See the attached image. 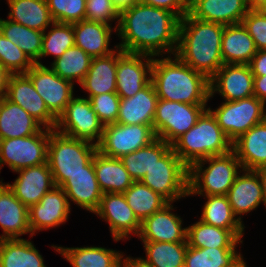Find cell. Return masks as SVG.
I'll return each mask as SVG.
<instances>
[{
	"label": "cell",
	"mask_w": 266,
	"mask_h": 267,
	"mask_svg": "<svg viewBox=\"0 0 266 267\" xmlns=\"http://www.w3.org/2000/svg\"><path fill=\"white\" fill-rule=\"evenodd\" d=\"M179 23L175 13L138 2L120 11L116 35L121 41L117 46L124 52L152 57L174 55Z\"/></svg>",
	"instance_id": "cell-1"
},
{
	"label": "cell",
	"mask_w": 266,
	"mask_h": 267,
	"mask_svg": "<svg viewBox=\"0 0 266 267\" xmlns=\"http://www.w3.org/2000/svg\"><path fill=\"white\" fill-rule=\"evenodd\" d=\"M224 26L187 13L180 19L176 55L210 79L224 64L221 54Z\"/></svg>",
	"instance_id": "cell-2"
},
{
	"label": "cell",
	"mask_w": 266,
	"mask_h": 267,
	"mask_svg": "<svg viewBox=\"0 0 266 267\" xmlns=\"http://www.w3.org/2000/svg\"><path fill=\"white\" fill-rule=\"evenodd\" d=\"M151 82L159 99L187 104H208L209 79L176 54L153 57ZM209 100V101H208Z\"/></svg>",
	"instance_id": "cell-3"
},
{
	"label": "cell",
	"mask_w": 266,
	"mask_h": 267,
	"mask_svg": "<svg viewBox=\"0 0 266 267\" xmlns=\"http://www.w3.org/2000/svg\"><path fill=\"white\" fill-rule=\"evenodd\" d=\"M171 148L182 162L190 168L205 158L223 155L232 150V142L218 125L212 113L206 109L196 124L179 137Z\"/></svg>",
	"instance_id": "cell-4"
},
{
	"label": "cell",
	"mask_w": 266,
	"mask_h": 267,
	"mask_svg": "<svg viewBox=\"0 0 266 267\" xmlns=\"http://www.w3.org/2000/svg\"><path fill=\"white\" fill-rule=\"evenodd\" d=\"M97 145L50 129L47 163L55 186L60 187L71 175L94 171Z\"/></svg>",
	"instance_id": "cell-5"
},
{
	"label": "cell",
	"mask_w": 266,
	"mask_h": 267,
	"mask_svg": "<svg viewBox=\"0 0 266 267\" xmlns=\"http://www.w3.org/2000/svg\"><path fill=\"white\" fill-rule=\"evenodd\" d=\"M208 164L207 167H204ZM242 171L233 150L205 158L189 168L188 195H227L236 176Z\"/></svg>",
	"instance_id": "cell-6"
},
{
	"label": "cell",
	"mask_w": 266,
	"mask_h": 267,
	"mask_svg": "<svg viewBox=\"0 0 266 267\" xmlns=\"http://www.w3.org/2000/svg\"><path fill=\"white\" fill-rule=\"evenodd\" d=\"M188 177L189 168L170 148L140 181L174 203L189 196Z\"/></svg>",
	"instance_id": "cell-7"
},
{
	"label": "cell",
	"mask_w": 266,
	"mask_h": 267,
	"mask_svg": "<svg viewBox=\"0 0 266 267\" xmlns=\"http://www.w3.org/2000/svg\"><path fill=\"white\" fill-rule=\"evenodd\" d=\"M207 106V104H187L159 99L153 119L156 138L172 145L196 124Z\"/></svg>",
	"instance_id": "cell-8"
},
{
	"label": "cell",
	"mask_w": 266,
	"mask_h": 267,
	"mask_svg": "<svg viewBox=\"0 0 266 267\" xmlns=\"http://www.w3.org/2000/svg\"><path fill=\"white\" fill-rule=\"evenodd\" d=\"M207 109L232 143L266 119V104L256 96L237 101H224L214 110L210 107Z\"/></svg>",
	"instance_id": "cell-9"
},
{
	"label": "cell",
	"mask_w": 266,
	"mask_h": 267,
	"mask_svg": "<svg viewBox=\"0 0 266 267\" xmlns=\"http://www.w3.org/2000/svg\"><path fill=\"white\" fill-rule=\"evenodd\" d=\"M50 129L43 127L28 137L0 139V172L7 165L13 172L47 163Z\"/></svg>",
	"instance_id": "cell-10"
},
{
	"label": "cell",
	"mask_w": 266,
	"mask_h": 267,
	"mask_svg": "<svg viewBox=\"0 0 266 267\" xmlns=\"http://www.w3.org/2000/svg\"><path fill=\"white\" fill-rule=\"evenodd\" d=\"M55 130L69 137L97 145L104 131V124L92 109L89 98L73 97L57 118Z\"/></svg>",
	"instance_id": "cell-11"
},
{
	"label": "cell",
	"mask_w": 266,
	"mask_h": 267,
	"mask_svg": "<svg viewBox=\"0 0 266 267\" xmlns=\"http://www.w3.org/2000/svg\"><path fill=\"white\" fill-rule=\"evenodd\" d=\"M155 139V132L150 125L107 124L97 144V151L120 159L124 155L149 145Z\"/></svg>",
	"instance_id": "cell-12"
},
{
	"label": "cell",
	"mask_w": 266,
	"mask_h": 267,
	"mask_svg": "<svg viewBox=\"0 0 266 267\" xmlns=\"http://www.w3.org/2000/svg\"><path fill=\"white\" fill-rule=\"evenodd\" d=\"M25 74L31 79L48 110L58 118L74 97V84L45 65L34 64Z\"/></svg>",
	"instance_id": "cell-13"
},
{
	"label": "cell",
	"mask_w": 266,
	"mask_h": 267,
	"mask_svg": "<svg viewBox=\"0 0 266 267\" xmlns=\"http://www.w3.org/2000/svg\"><path fill=\"white\" fill-rule=\"evenodd\" d=\"M108 222L113 241L119 242L139 236L141 222L135 216L123 193H103L99 207L94 212Z\"/></svg>",
	"instance_id": "cell-14"
},
{
	"label": "cell",
	"mask_w": 266,
	"mask_h": 267,
	"mask_svg": "<svg viewBox=\"0 0 266 267\" xmlns=\"http://www.w3.org/2000/svg\"><path fill=\"white\" fill-rule=\"evenodd\" d=\"M153 57L124 52L118 48L116 93L120 98L133 97L151 82Z\"/></svg>",
	"instance_id": "cell-15"
},
{
	"label": "cell",
	"mask_w": 266,
	"mask_h": 267,
	"mask_svg": "<svg viewBox=\"0 0 266 267\" xmlns=\"http://www.w3.org/2000/svg\"><path fill=\"white\" fill-rule=\"evenodd\" d=\"M254 76L249 64H223L209 79L210 99L218 93L224 101L254 96Z\"/></svg>",
	"instance_id": "cell-16"
},
{
	"label": "cell",
	"mask_w": 266,
	"mask_h": 267,
	"mask_svg": "<svg viewBox=\"0 0 266 267\" xmlns=\"http://www.w3.org/2000/svg\"><path fill=\"white\" fill-rule=\"evenodd\" d=\"M71 214V206L68 198L61 187L55 186L47 192L39 201L29 207V226L31 235L37 231L57 228L65 224Z\"/></svg>",
	"instance_id": "cell-17"
},
{
	"label": "cell",
	"mask_w": 266,
	"mask_h": 267,
	"mask_svg": "<svg viewBox=\"0 0 266 267\" xmlns=\"http://www.w3.org/2000/svg\"><path fill=\"white\" fill-rule=\"evenodd\" d=\"M5 97L22 107L43 127L55 129L57 118L48 110L26 74H11Z\"/></svg>",
	"instance_id": "cell-18"
},
{
	"label": "cell",
	"mask_w": 266,
	"mask_h": 267,
	"mask_svg": "<svg viewBox=\"0 0 266 267\" xmlns=\"http://www.w3.org/2000/svg\"><path fill=\"white\" fill-rule=\"evenodd\" d=\"M17 178L12 184L5 183L28 208L39 203L41 198L55 187L48 163L16 171Z\"/></svg>",
	"instance_id": "cell-19"
},
{
	"label": "cell",
	"mask_w": 266,
	"mask_h": 267,
	"mask_svg": "<svg viewBox=\"0 0 266 267\" xmlns=\"http://www.w3.org/2000/svg\"><path fill=\"white\" fill-rule=\"evenodd\" d=\"M169 202L141 223L139 238L152 242H187V228L182 227L183 219L173 213L174 206Z\"/></svg>",
	"instance_id": "cell-20"
},
{
	"label": "cell",
	"mask_w": 266,
	"mask_h": 267,
	"mask_svg": "<svg viewBox=\"0 0 266 267\" xmlns=\"http://www.w3.org/2000/svg\"><path fill=\"white\" fill-rule=\"evenodd\" d=\"M226 196L233 214L241 223L243 215L256 210L261 204L266 207L259 174L255 170L242 169Z\"/></svg>",
	"instance_id": "cell-21"
},
{
	"label": "cell",
	"mask_w": 266,
	"mask_h": 267,
	"mask_svg": "<svg viewBox=\"0 0 266 267\" xmlns=\"http://www.w3.org/2000/svg\"><path fill=\"white\" fill-rule=\"evenodd\" d=\"M0 180V228L2 239L21 238L25 234L31 235L29 226V208L24 205L9 187Z\"/></svg>",
	"instance_id": "cell-22"
},
{
	"label": "cell",
	"mask_w": 266,
	"mask_h": 267,
	"mask_svg": "<svg viewBox=\"0 0 266 267\" xmlns=\"http://www.w3.org/2000/svg\"><path fill=\"white\" fill-rule=\"evenodd\" d=\"M249 10L245 0H196L188 13L194 18L226 26L241 23Z\"/></svg>",
	"instance_id": "cell-23"
},
{
	"label": "cell",
	"mask_w": 266,
	"mask_h": 267,
	"mask_svg": "<svg viewBox=\"0 0 266 267\" xmlns=\"http://www.w3.org/2000/svg\"><path fill=\"white\" fill-rule=\"evenodd\" d=\"M73 29L75 45L82 48L91 58L110 55L118 48L117 45L113 49L109 48L111 35L116 33L115 26L112 28L101 22L82 20L74 23Z\"/></svg>",
	"instance_id": "cell-24"
},
{
	"label": "cell",
	"mask_w": 266,
	"mask_h": 267,
	"mask_svg": "<svg viewBox=\"0 0 266 267\" xmlns=\"http://www.w3.org/2000/svg\"><path fill=\"white\" fill-rule=\"evenodd\" d=\"M232 150L243 170H257L266 167V119L232 143Z\"/></svg>",
	"instance_id": "cell-25"
},
{
	"label": "cell",
	"mask_w": 266,
	"mask_h": 267,
	"mask_svg": "<svg viewBox=\"0 0 266 267\" xmlns=\"http://www.w3.org/2000/svg\"><path fill=\"white\" fill-rule=\"evenodd\" d=\"M158 100L153 83L150 82L133 97L120 99L119 115L116 123L127 125L143 124L150 125L153 128V119Z\"/></svg>",
	"instance_id": "cell-26"
},
{
	"label": "cell",
	"mask_w": 266,
	"mask_h": 267,
	"mask_svg": "<svg viewBox=\"0 0 266 267\" xmlns=\"http://www.w3.org/2000/svg\"><path fill=\"white\" fill-rule=\"evenodd\" d=\"M186 228L187 244L193 248H236L243 243L244 230L222 229L200 219Z\"/></svg>",
	"instance_id": "cell-27"
},
{
	"label": "cell",
	"mask_w": 266,
	"mask_h": 267,
	"mask_svg": "<svg viewBox=\"0 0 266 267\" xmlns=\"http://www.w3.org/2000/svg\"><path fill=\"white\" fill-rule=\"evenodd\" d=\"M42 128L22 107L5 96L0 99V139L28 137Z\"/></svg>",
	"instance_id": "cell-28"
},
{
	"label": "cell",
	"mask_w": 266,
	"mask_h": 267,
	"mask_svg": "<svg viewBox=\"0 0 266 267\" xmlns=\"http://www.w3.org/2000/svg\"><path fill=\"white\" fill-rule=\"evenodd\" d=\"M117 60L118 48L110 55L92 58L90 68L80 84L88 93L86 98L116 92Z\"/></svg>",
	"instance_id": "cell-29"
},
{
	"label": "cell",
	"mask_w": 266,
	"mask_h": 267,
	"mask_svg": "<svg viewBox=\"0 0 266 267\" xmlns=\"http://www.w3.org/2000/svg\"><path fill=\"white\" fill-rule=\"evenodd\" d=\"M257 51L254 40L242 23L224 26L221 41L224 64H249Z\"/></svg>",
	"instance_id": "cell-30"
},
{
	"label": "cell",
	"mask_w": 266,
	"mask_h": 267,
	"mask_svg": "<svg viewBox=\"0 0 266 267\" xmlns=\"http://www.w3.org/2000/svg\"><path fill=\"white\" fill-rule=\"evenodd\" d=\"M60 187L65 192L70 206L72 201L81 209L92 213L99 207L103 196L95 172H79L71 175Z\"/></svg>",
	"instance_id": "cell-31"
},
{
	"label": "cell",
	"mask_w": 266,
	"mask_h": 267,
	"mask_svg": "<svg viewBox=\"0 0 266 267\" xmlns=\"http://www.w3.org/2000/svg\"><path fill=\"white\" fill-rule=\"evenodd\" d=\"M72 267H120L122 252L105 247H61L52 245Z\"/></svg>",
	"instance_id": "cell-32"
},
{
	"label": "cell",
	"mask_w": 266,
	"mask_h": 267,
	"mask_svg": "<svg viewBox=\"0 0 266 267\" xmlns=\"http://www.w3.org/2000/svg\"><path fill=\"white\" fill-rule=\"evenodd\" d=\"M94 171L103 193H124L134 182L119 158L94 154Z\"/></svg>",
	"instance_id": "cell-33"
},
{
	"label": "cell",
	"mask_w": 266,
	"mask_h": 267,
	"mask_svg": "<svg viewBox=\"0 0 266 267\" xmlns=\"http://www.w3.org/2000/svg\"><path fill=\"white\" fill-rule=\"evenodd\" d=\"M8 20L44 32L54 22L46 0H7Z\"/></svg>",
	"instance_id": "cell-34"
},
{
	"label": "cell",
	"mask_w": 266,
	"mask_h": 267,
	"mask_svg": "<svg viewBox=\"0 0 266 267\" xmlns=\"http://www.w3.org/2000/svg\"><path fill=\"white\" fill-rule=\"evenodd\" d=\"M0 267H47L32 241L24 238L0 241Z\"/></svg>",
	"instance_id": "cell-35"
},
{
	"label": "cell",
	"mask_w": 266,
	"mask_h": 267,
	"mask_svg": "<svg viewBox=\"0 0 266 267\" xmlns=\"http://www.w3.org/2000/svg\"><path fill=\"white\" fill-rule=\"evenodd\" d=\"M171 145L156 138L149 145L120 158L134 181H140L169 149Z\"/></svg>",
	"instance_id": "cell-36"
},
{
	"label": "cell",
	"mask_w": 266,
	"mask_h": 267,
	"mask_svg": "<svg viewBox=\"0 0 266 267\" xmlns=\"http://www.w3.org/2000/svg\"><path fill=\"white\" fill-rule=\"evenodd\" d=\"M141 242L146 254L142 259L151 267H184L187 242Z\"/></svg>",
	"instance_id": "cell-37"
},
{
	"label": "cell",
	"mask_w": 266,
	"mask_h": 267,
	"mask_svg": "<svg viewBox=\"0 0 266 267\" xmlns=\"http://www.w3.org/2000/svg\"><path fill=\"white\" fill-rule=\"evenodd\" d=\"M91 61L92 58L82 48L73 45L54 59L50 68L61 78L80 85L90 68Z\"/></svg>",
	"instance_id": "cell-38"
},
{
	"label": "cell",
	"mask_w": 266,
	"mask_h": 267,
	"mask_svg": "<svg viewBox=\"0 0 266 267\" xmlns=\"http://www.w3.org/2000/svg\"><path fill=\"white\" fill-rule=\"evenodd\" d=\"M207 201L203 205L200 220L209 225L228 230H244L245 226L233 214L226 195L202 196Z\"/></svg>",
	"instance_id": "cell-39"
},
{
	"label": "cell",
	"mask_w": 266,
	"mask_h": 267,
	"mask_svg": "<svg viewBox=\"0 0 266 267\" xmlns=\"http://www.w3.org/2000/svg\"><path fill=\"white\" fill-rule=\"evenodd\" d=\"M123 194L141 223L169 203L164 197L144 185L141 181H134Z\"/></svg>",
	"instance_id": "cell-40"
},
{
	"label": "cell",
	"mask_w": 266,
	"mask_h": 267,
	"mask_svg": "<svg viewBox=\"0 0 266 267\" xmlns=\"http://www.w3.org/2000/svg\"><path fill=\"white\" fill-rule=\"evenodd\" d=\"M0 31L19 46L34 64H39L43 32L0 18Z\"/></svg>",
	"instance_id": "cell-41"
},
{
	"label": "cell",
	"mask_w": 266,
	"mask_h": 267,
	"mask_svg": "<svg viewBox=\"0 0 266 267\" xmlns=\"http://www.w3.org/2000/svg\"><path fill=\"white\" fill-rule=\"evenodd\" d=\"M236 249L188 246L184 267H228L241 254Z\"/></svg>",
	"instance_id": "cell-42"
},
{
	"label": "cell",
	"mask_w": 266,
	"mask_h": 267,
	"mask_svg": "<svg viewBox=\"0 0 266 267\" xmlns=\"http://www.w3.org/2000/svg\"><path fill=\"white\" fill-rule=\"evenodd\" d=\"M50 26L43 32L39 65H44L42 57L50 55L56 59L75 45L73 24L53 22Z\"/></svg>",
	"instance_id": "cell-43"
},
{
	"label": "cell",
	"mask_w": 266,
	"mask_h": 267,
	"mask_svg": "<svg viewBox=\"0 0 266 267\" xmlns=\"http://www.w3.org/2000/svg\"><path fill=\"white\" fill-rule=\"evenodd\" d=\"M0 63L10 74H25L34 63L0 31Z\"/></svg>",
	"instance_id": "cell-44"
},
{
	"label": "cell",
	"mask_w": 266,
	"mask_h": 267,
	"mask_svg": "<svg viewBox=\"0 0 266 267\" xmlns=\"http://www.w3.org/2000/svg\"><path fill=\"white\" fill-rule=\"evenodd\" d=\"M54 22L74 24L85 20L86 0H46Z\"/></svg>",
	"instance_id": "cell-45"
},
{
	"label": "cell",
	"mask_w": 266,
	"mask_h": 267,
	"mask_svg": "<svg viewBox=\"0 0 266 267\" xmlns=\"http://www.w3.org/2000/svg\"><path fill=\"white\" fill-rule=\"evenodd\" d=\"M120 99L116 92L95 95L89 99L92 109L104 126L116 123L119 115Z\"/></svg>",
	"instance_id": "cell-46"
},
{
	"label": "cell",
	"mask_w": 266,
	"mask_h": 267,
	"mask_svg": "<svg viewBox=\"0 0 266 267\" xmlns=\"http://www.w3.org/2000/svg\"><path fill=\"white\" fill-rule=\"evenodd\" d=\"M120 12L113 4L112 0H86L85 20L101 22L112 26L111 22L119 23Z\"/></svg>",
	"instance_id": "cell-47"
},
{
	"label": "cell",
	"mask_w": 266,
	"mask_h": 267,
	"mask_svg": "<svg viewBox=\"0 0 266 267\" xmlns=\"http://www.w3.org/2000/svg\"><path fill=\"white\" fill-rule=\"evenodd\" d=\"M241 23L254 40L257 50H266V15L258 10H249Z\"/></svg>",
	"instance_id": "cell-48"
},
{
	"label": "cell",
	"mask_w": 266,
	"mask_h": 267,
	"mask_svg": "<svg viewBox=\"0 0 266 267\" xmlns=\"http://www.w3.org/2000/svg\"><path fill=\"white\" fill-rule=\"evenodd\" d=\"M139 2L175 13L180 19L189 11L182 0H139Z\"/></svg>",
	"instance_id": "cell-49"
},
{
	"label": "cell",
	"mask_w": 266,
	"mask_h": 267,
	"mask_svg": "<svg viewBox=\"0 0 266 267\" xmlns=\"http://www.w3.org/2000/svg\"><path fill=\"white\" fill-rule=\"evenodd\" d=\"M253 76L266 75V50H258L249 63Z\"/></svg>",
	"instance_id": "cell-50"
},
{
	"label": "cell",
	"mask_w": 266,
	"mask_h": 267,
	"mask_svg": "<svg viewBox=\"0 0 266 267\" xmlns=\"http://www.w3.org/2000/svg\"><path fill=\"white\" fill-rule=\"evenodd\" d=\"M254 96L266 104V75L254 76Z\"/></svg>",
	"instance_id": "cell-51"
},
{
	"label": "cell",
	"mask_w": 266,
	"mask_h": 267,
	"mask_svg": "<svg viewBox=\"0 0 266 267\" xmlns=\"http://www.w3.org/2000/svg\"><path fill=\"white\" fill-rule=\"evenodd\" d=\"M124 254H122L121 257V267H151L149 264H147L142 257H131L126 256L124 258Z\"/></svg>",
	"instance_id": "cell-52"
},
{
	"label": "cell",
	"mask_w": 266,
	"mask_h": 267,
	"mask_svg": "<svg viewBox=\"0 0 266 267\" xmlns=\"http://www.w3.org/2000/svg\"><path fill=\"white\" fill-rule=\"evenodd\" d=\"M11 74L0 63V99L6 95L7 85Z\"/></svg>",
	"instance_id": "cell-53"
},
{
	"label": "cell",
	"mask_w": 266,
	"mask_h": 267,
	"mask_svg": "<svg viewBox=\"0 0 266 267\" xmlns=\"http://www.w3.org/2000/svg\"><path fill=\"white\" fill-rule=\"evenodd\" d=\"M112 2L120 12L126 8L132 7L134 4H137L139 0H112Z\"/></svg>",
	"instance_id": "cell-54"
},
{
	"label": "cell",
	"mask_w": 266,
	"mask_h": 267,
	"mask_svg": "<svg viewBox=\"0 0 266 267\" xmlns=\"http://www.w3.org/2000/svg\"><path fill=\"white\" fill-rule=\"evenodd\" d=\"M259 174L261 186H262V192H263V197L266 202V167L265 168H260L255 170Z\"/></svg>",
	"instance_id": "cell-55"
},
{
	"label": "cell",
	"mask_w": 266,
	"mask_h": 267,
	"mask_svg": "<svg viewBox=\"0 0 266 267\" xmlns=\"http://www.w3.org/2000/svg\"><path fill=\"white\" fill-rule=\"evenodd\" d=\"M250 10H257L265 0H245Z\"/></svg>",
	"instance_id": "cell-56"
},
{
	"label": "cell",
	"mask_w": 266,
	"mask_h": 267,
	"mask_svg": "<svg viewBox=\"0 0 266 267\" xmlns=\"http://www.w3.org/2000/svg\"><path fill=\"white\" fill-rule=\"evenodd\" d=\"M228 267H248L243 255L240 254Z\"/></svg>",
	"instance_id": "cell-57"
},
{
	"label": "cell",
	"mask_w": 266,
	"mask_h": 267,
	"mask_svg": "<svg viewBox=\"0 0 266 267\" xmlns=\"http://www.w3.org/2000/svg\"><path fill=\"white\" fill-rule=\"evenodd\" d=\"M260 13L266 15V0L263 2V4L257 9Z\"/></svg>",
	"instance_id": "cell-58"
},
{
	"label": "cell",
	"mask_w": 266,
	"mask_h": 267,
	"mask_svg": "<svg viewBox=\"0 0 266 267\" xmlns=\"http://www.w3.org/2000/svg\"><path fill=\"white\" fill-rule=\"evenodd\" d=\"M188 7H190L196 0H182Z\"/></svg>",
	"instance_id": "cell-59"
}]
</instances>
